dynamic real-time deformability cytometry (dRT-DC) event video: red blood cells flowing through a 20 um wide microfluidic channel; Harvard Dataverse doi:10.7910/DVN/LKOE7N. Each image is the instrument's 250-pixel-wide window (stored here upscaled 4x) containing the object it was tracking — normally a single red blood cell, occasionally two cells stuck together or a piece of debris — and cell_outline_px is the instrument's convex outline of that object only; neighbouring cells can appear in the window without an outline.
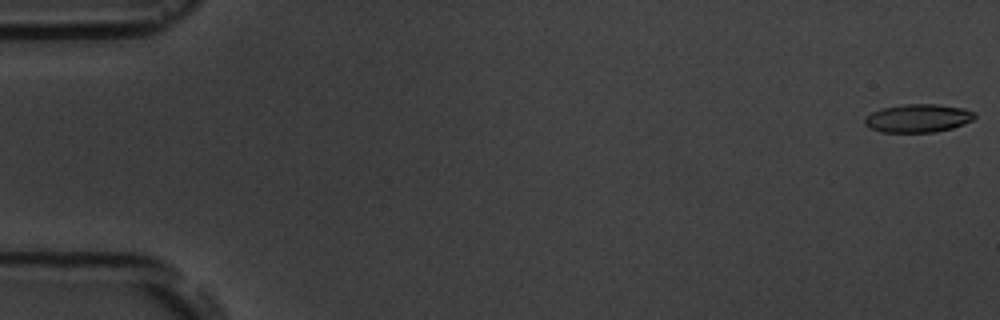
{"species": "common noctule bat (a hibernating species)", "species_latin": "Nyctalus noctula", "temperature_condition": "room temperature", "stored_images_in_passage": 13, "camera_frame_rate_fps": 3000, "um_per_image_px": 0.085, "animal": {"sex": "male", "body_mass_g": 19.5, "forearm_length_mm": 54.6}, "frame": {"image": 1, "passage_image": 1, "time_ms": 0.0, "image_size_px": [1000, 320], "cell_outline_px": [[976, 116], [972, 120], [964, 124], [952, 128], [936, 132], [880, 132], [868, 128], [864, 124], [864, 120], [872, 112], [880, 108], [904, 104], [936, 104], [964, 108], [976, 112]], "centroid_in_image_um": [78.03, 10.05], "position_along_channel_um": 7.0, "area_um2": 18.26}}
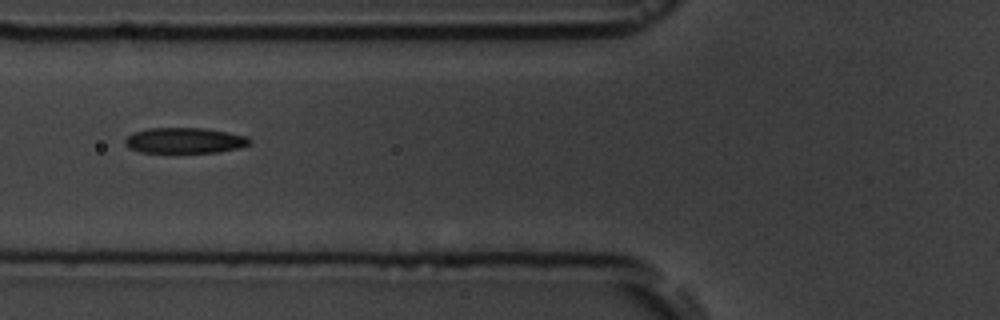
{"frame": {"image": 2, "passage_image": 6, "time_ms": 7.0, "image_size_px": [1000, 320], "cell_outline_px": [[252, 140], [248, 144], [240, 148], [216, 152], [140, 152], [128, 148], [124, 144], [124, 140], [132, 132], [148, 128], [204, 128], [228, 132], [248, 136]], "centroid_in_image_um": [15.68, 11.93], "position_along_channel_um": 110.1, "area_um2": 18.67}}
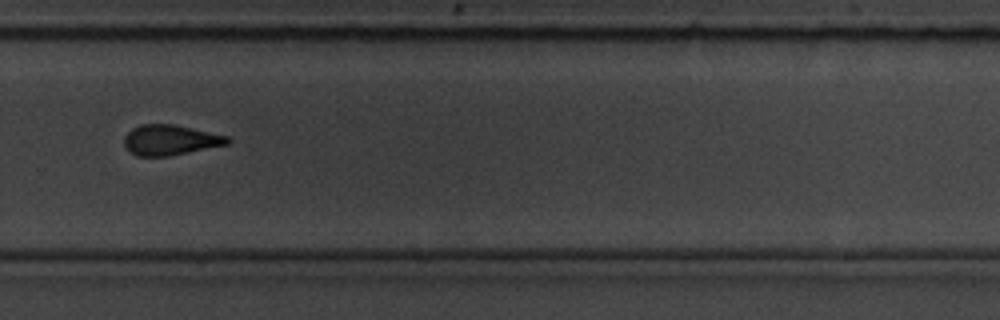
{"frame": {"image": 3, "passage_image": 11, "time_ms": 12.667, "image_size_px": [1000, 320], "cell_outline_px": [[232, 140], [228, 144], [168, 156], [136, 156], [128, 152], [124, 148], [124, 136], [132, 128], [140, 124], [172, 124], [192, 128], [228, 136]], "centroid_in_image_um": [14.42, 11.9], "position_along_channel_um": 315.4, "area_um2": 18.32}, "authors_computed_cell_mechanics": {"area_um2": 18.6694, "velocity_mm_per_s": 3.6204, "shape_relaxation_time_tau1_ms": 2.3578, "shape_relaxation_time_tau2_ms": null, "deformation_change_tau1": 0.1204, "deformation_change_tau2": null}}